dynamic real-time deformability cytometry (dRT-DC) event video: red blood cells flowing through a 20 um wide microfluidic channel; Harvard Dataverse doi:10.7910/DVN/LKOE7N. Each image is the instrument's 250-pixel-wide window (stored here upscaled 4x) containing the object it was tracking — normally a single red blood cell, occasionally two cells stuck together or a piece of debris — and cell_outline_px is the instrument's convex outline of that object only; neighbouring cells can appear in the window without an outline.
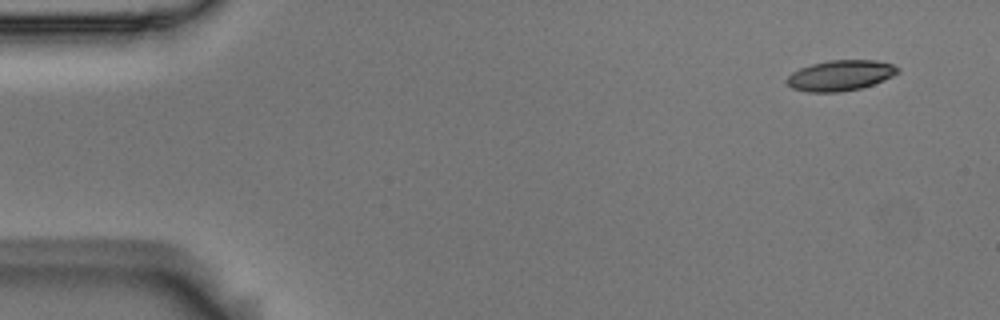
{"species": "Egyptian fruit bat (a non-hibernating species)", "species_latin": "Rousettus aegyptiacus", "temperature_condition": "room temperature", "stored_images_in_passage": 5, "camera_frame_rate_fps": 3000, "um_per_image_px": 0.085, "animal": {"sex": "male"}, "frame": {"image": 1, "passage_image": 1, "time_ms": 0.0, "image_size_px": [1000, 320], "cell_outline_px": [[900, 72], [884, 80], [860, 88], [840, 92], [808, 92], [792, 88], [784, 80], [792, 72], [800, 68], [812, 64], [828, 60], [876, 60], [892, 64], [900, 68]], "centroid_in_image_um": [71.43, 6.41], "position_along_channel_um": 13.6, "area_um2": 19.77}}
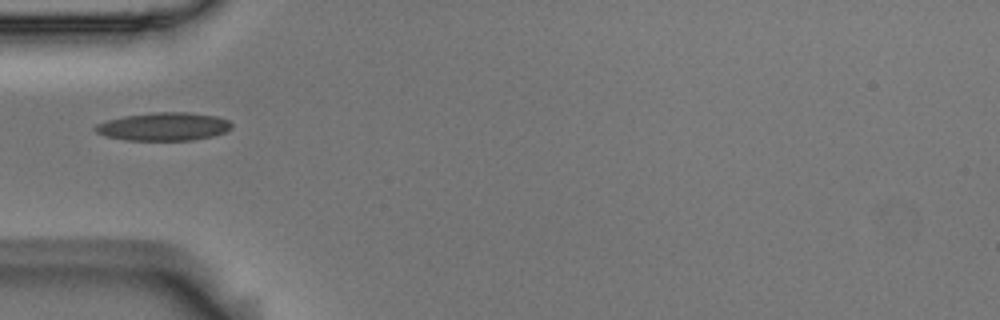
{"frame": {"image": 2, "passage_image": 5, "time_ms": 1.333, "image_size_px": [1000, 320], "cell_outline_px": [[232, 128], [224, 132], [212, 136], [192, 140], [124, 140], [104, 136], [96, 132], [92, 128], [96, 124], [108, 120], [124, 116], [152, 112], [188, 112], [216, 116], [228, 120], [232, 124]], "centroid_in_image_um": [13.89, 10.76], "position_along_channel_um": 71.1, "area_um2": 22.43}}